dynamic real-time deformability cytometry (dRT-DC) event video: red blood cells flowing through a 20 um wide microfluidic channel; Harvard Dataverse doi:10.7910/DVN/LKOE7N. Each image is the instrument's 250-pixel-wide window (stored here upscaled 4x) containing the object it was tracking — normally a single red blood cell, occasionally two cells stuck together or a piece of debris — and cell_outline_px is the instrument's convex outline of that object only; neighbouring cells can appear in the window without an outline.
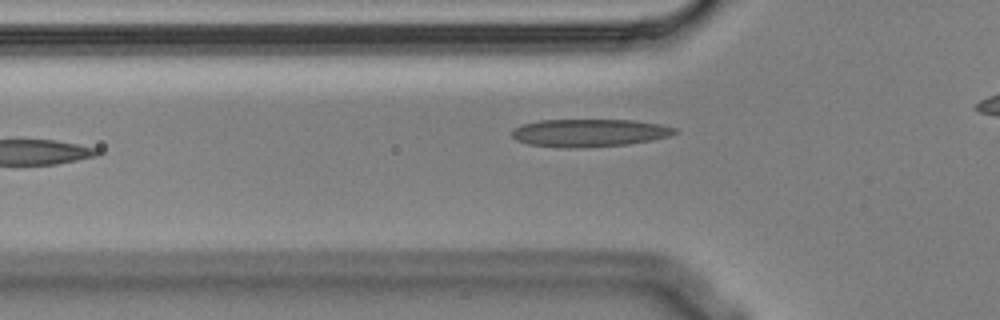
{"species": "Egyptian fruit bat (a non-hibernating species)", "species_latin": "Rousettus aegyptiacus", "temperature_condition": "cold", "stored_images_in_passage": 8, "camera_frame_rate_fps": 3000, "um_per_image_px": 0.085, "animal": {"sex": "male"}, "frame": {"image": 1, "passage_image": 5, "time_ms": 1.333, "image_size_px": [1000, 320], "cell_outline_px": [[680, 132], [668, 136], [652, 140], [628, 144], [584, 148], [560, 148], [528, 144], [516, 140], [512, 136], [512, 128], [524, 124], [540, 120], [636, 120], [660, 124], [676, 128]], "centroid_in_image_um": [50.1, 11.3], "position_along_channel_um": 75.7, "area_um2": 26.59}}
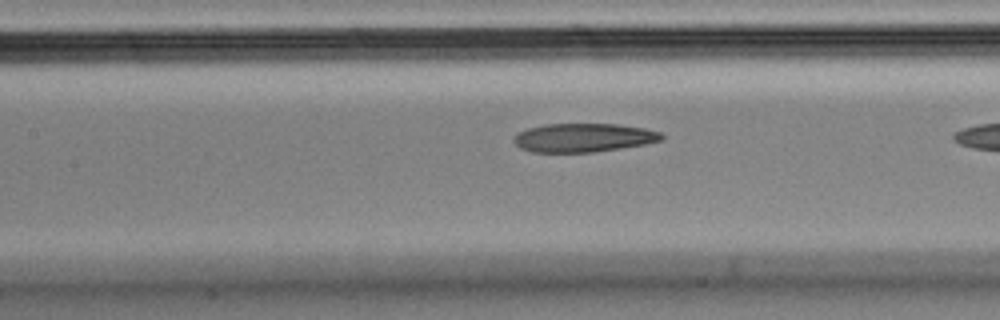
{"frame": {"image": 2, "passage_image": 8, "time_ms": 2.333, "image_size_px": [1000, 320], "cell_outline_px": [[664, 140], [644, 144], [620, 148], [592, 152], [532, 152], [520, 148], [512, 140], [520, 132], [528, 128], [544, 124], [620, 124], [644, 128], [660, 132], [664, 136]], "centroid_in_image_um": [49.61, 11.7], "position_along_channel_um": 157.8, "area_um2": 24.62}}